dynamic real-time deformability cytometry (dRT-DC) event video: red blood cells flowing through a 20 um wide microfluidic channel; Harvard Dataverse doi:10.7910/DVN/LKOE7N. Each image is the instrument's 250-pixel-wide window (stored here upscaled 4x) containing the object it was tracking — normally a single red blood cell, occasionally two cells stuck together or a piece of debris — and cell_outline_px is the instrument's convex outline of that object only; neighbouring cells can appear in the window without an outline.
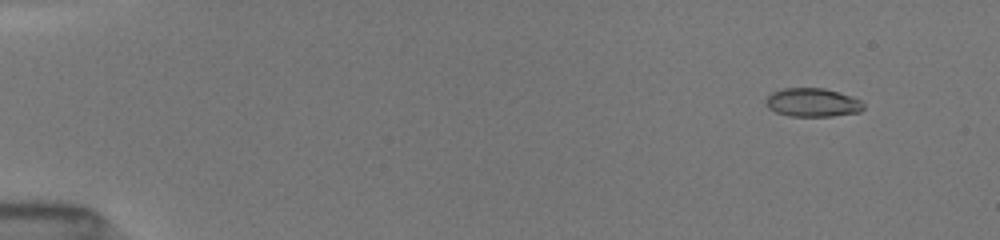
{"species": "common noctule bat (a hibernating species)", "species_latin": "Nyctalus noctula", "temperature_condition": "room temperature", "stored_images_in_passage": 52, "camera_frame_rate_fps": 3000, "um_per_image_px": 0.085, "animal": {"sex": "female", "body_mass_g": 19.5, "forearm_length_mm": 54.1}, "frame": {"image": 1, "passage_image": 5, "time_ms": 1.333, "image_size_px": [1000, 240], "cell_outline_px": [[864, 108], [860, 112], [832, 116], [792, 116], [776, 112], [768, 108], [764, 100], [772, 92], [784, 88], [824, 88], [860, 100], [864, 104]], "centroid_in_image_um": [69.04, 8.72], "position_along_channel_um": 16.0, "area_um2": 16.13}}
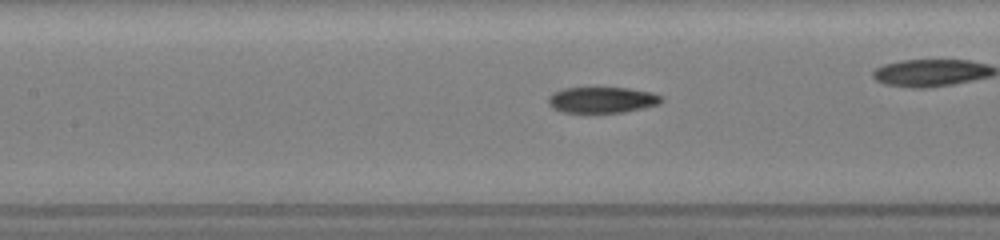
{"frame": {"image": 2, "passage_image": 25, "time_ms": 8.0, "image_size_px": [1000, 240], "cell_outline_px": [[664, 100], [660, 104], [644, 108], [624, 112], [564, 112], [552, 108], [548, 104], [548, 96], [552, 92], [564, 88], [628, 88], [652, 92], [660, 96]], "centroid_in_image_um": [51.17, 8.49], "position_along_channel_um": 156.2, "area_um2": 17.17}}
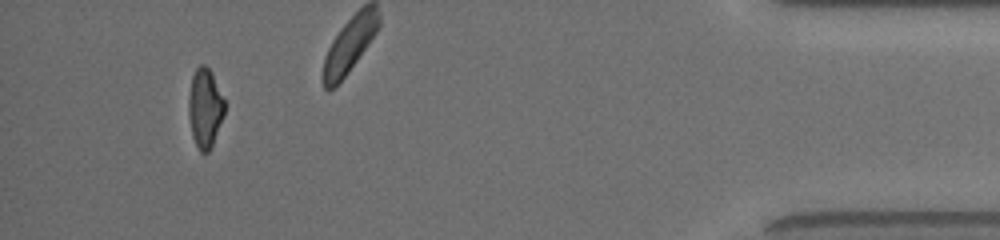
{"frame": {"image": 3, "passage_image": 49, "time_ms": 16.0, "image_size_px": [1000, 240], "cell_outline_px": [[224, 116], [212, 144], [208, 152], [200, 152], [192, 136], [188, 116], [188, 100], [192, 76], [196, 68], [200, 64], [204, 64], [212, 72], [224, 100]], "centroid_in_image_um": [17.41, 9.17], "position_along_channel_um": 417.8, "area_um2": 16.53}, "authors_computed_cell_mechanics": {"area_um2": 17.0799, "velocity_mm_per_s": 4.0261, "shape_relaxation_time_tau1_ms": 6.0771, "shape_relaxation_time_tau2_ms": 4.7729, "deformation_change_tau1": 0.1967, "deformation_change_tau2": 0.1082}}